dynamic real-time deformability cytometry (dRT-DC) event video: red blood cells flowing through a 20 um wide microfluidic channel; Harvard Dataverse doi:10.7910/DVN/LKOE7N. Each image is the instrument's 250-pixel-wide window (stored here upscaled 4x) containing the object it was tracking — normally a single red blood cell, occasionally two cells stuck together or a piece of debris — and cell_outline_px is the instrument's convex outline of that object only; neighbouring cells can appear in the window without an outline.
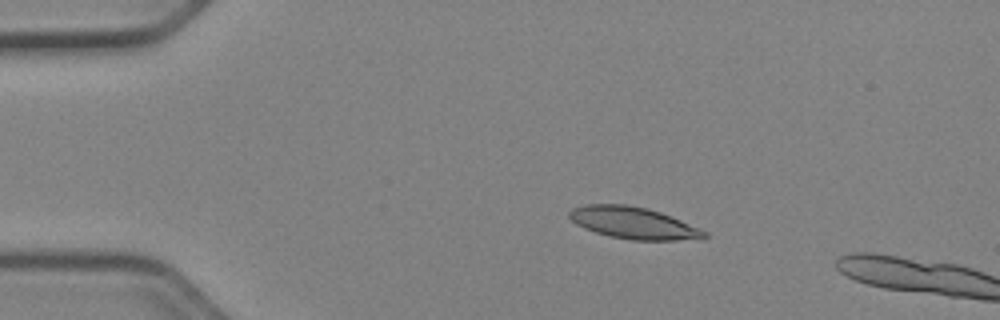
{"species": "Egyptian fruit bat (a non-hibernating species)", "species_latin": "Rousettus aegyptiacus", "temperature_condition": "cold", "stored_images_in_passage": 4, "camera_frame_rate_fps": 3000, "um_per_image_px": 0.085, "animal": {"sex": "female"}, "frame": {"image": 1, "passage_image": 1, "time_ms": 0.0, "image_size_px": [1000, 320], "cell_outline_px": [[708, 236], [704, 240], [632, 240], [608, 236], [584, 228], [576, 224], [568, 216], [568, 212], [572, 208], [584, 204], [624, 204], [648, 208], [660, 212], [700, 228], [708, 232]], "centroid_in_image_um": [53.87, 18.96], "position_along_channel_um": 31.1, "area_um2": 25.32}}